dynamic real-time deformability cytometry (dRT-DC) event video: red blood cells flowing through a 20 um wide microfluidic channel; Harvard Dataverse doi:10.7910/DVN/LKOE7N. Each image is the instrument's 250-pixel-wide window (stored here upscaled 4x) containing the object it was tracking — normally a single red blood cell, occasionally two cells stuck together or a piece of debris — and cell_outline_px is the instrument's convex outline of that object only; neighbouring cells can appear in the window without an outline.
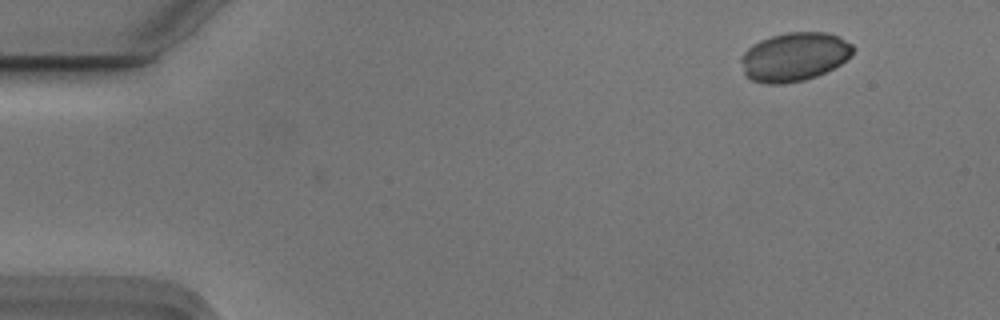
{"species": "Egyptian fruit bat (a non-hibernating species)", "species_latin": "Rousettus aegyptiacus", "temperature_condition": "cold", "stored_images_in_passage": 14, "camera_frame_rate_fps": 3000, "um_per_image_px": 0.085, "animal": {"sex": "male"}, "frame": {"image": 1, "passage_image": 2, "time_ms": 0.333, "image_size_px": [1000, 320], "cell_outline_px": [[852, 56], [840, 64], [816, 76], [804, 80], [780, 84], [764, 84], [752, 80], [744, 72], [740, 60], [740, 56], [752, 44], [760, 40], [772, 36], [788, 32], [828, 32], [840, 36], [852, 44]], "centroid_in_image_um": [67.51, 4.82], "position_along_channel_um": 17.5, "area_um2": 31.79}}
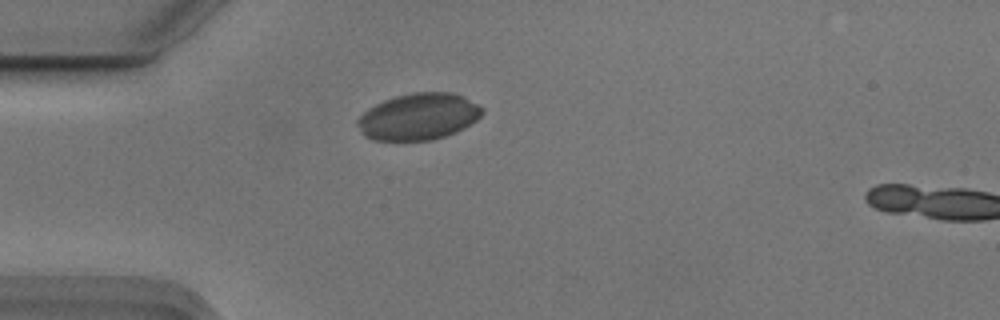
{"frame": {"image": 2, "passage_image": 12, "time_ms": 3.667, "image_size_px": [1000, 320], "cell_outline_px": [[484, 112], [476, 120], [464, 128], [456, 132], [432, 140], [372, 140], [364, 136], [360, 132], [356, 124], [356, 120], [368, 108], [384, 100], [396, 96], [412, 92], [452, 92], [464, 96], [484, 108]], "centroid_in_image_um": [35.57, 9.91], "position_along_channel_um": 49.4, "area_um2": 34.04}}